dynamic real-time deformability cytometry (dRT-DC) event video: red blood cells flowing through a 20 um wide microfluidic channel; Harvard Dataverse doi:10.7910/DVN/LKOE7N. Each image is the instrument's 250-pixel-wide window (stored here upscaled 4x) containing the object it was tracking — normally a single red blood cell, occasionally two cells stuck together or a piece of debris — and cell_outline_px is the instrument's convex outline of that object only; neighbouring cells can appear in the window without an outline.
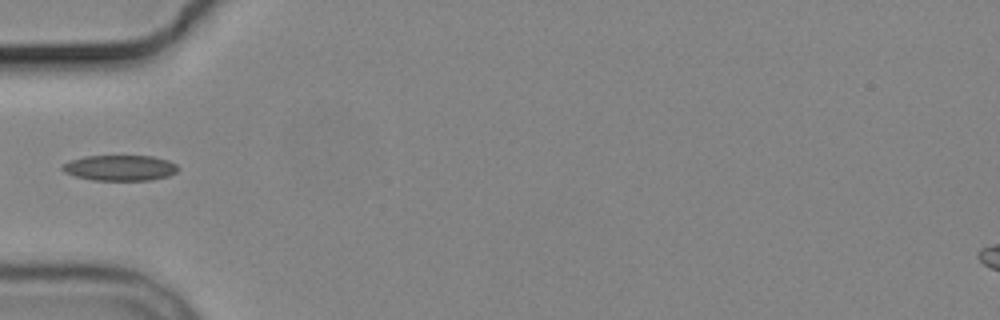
{"species": "common noctule bat (a hibernating species)", "species_latin": "Nyctalus noctula", "temperature_condition": "cold", "stored_images_in_passage": 7, "segment_of_instrument_passage": [2, 2], "camera_frame_rate_fps": 3000, "um_per_image_px": 0.085, "animal": {"sex": "male", "body_mass_g": 19.2, "forearm_length_mm": 51.8}, "frame": {"image": 1, "passage_image": 6, "time_ms": 6.0, "image_size_px": [1000, 320], "cell_outline_px": [[180, 168], [176, 172], [168, 176], [152, 180], [92, 180], [76, 176], [64, 172], [60, 168], [64, 164], [72, 160], [84, 156], [152, 156], [168, 160], [176, 164]], "centroid_in_image_um": [10.22, 14.27], "position_along_channel_um": 74.8, "area_um2": 17.22}}
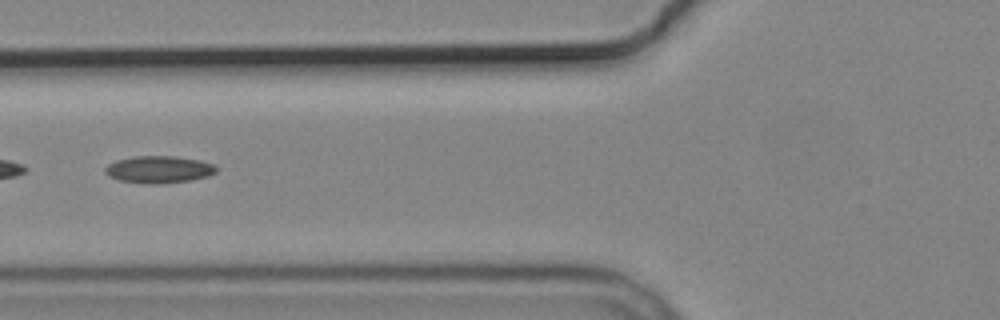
{"frame": {"image": 2, "passage_image": 7, "time_ms": 7.0, "image_size_px": [1000, 320], "cell_outline_px": [[216, 172], [208, 176], [192, 180], [156, 184], [152, 184], [120, 180], [108, 176], [104, 172], [104, 168], [108, 164], [116, 160], [136, 156], [176, 156], [200, 160], [212, 164], [216, 168]], "centroid_in_image_um": [13.49, 14.4], "position_along_channel_um": 112.3, "area_um2": 17.51}}